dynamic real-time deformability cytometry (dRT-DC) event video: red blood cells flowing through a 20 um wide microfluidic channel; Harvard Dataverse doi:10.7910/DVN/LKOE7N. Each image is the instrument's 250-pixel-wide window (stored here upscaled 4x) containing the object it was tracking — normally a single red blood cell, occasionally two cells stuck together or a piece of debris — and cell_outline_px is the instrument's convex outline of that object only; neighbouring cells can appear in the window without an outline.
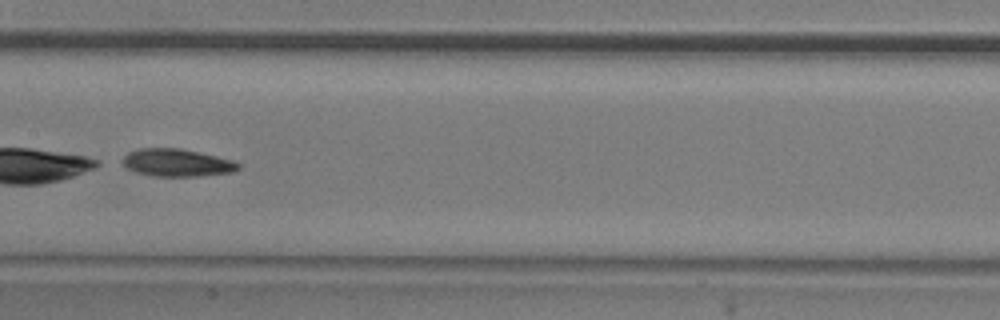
{"species": "common noctule bat (a hibernating species)", "species_latin": "Nyctalus noctula", "temperature_condition": "room temperature", "stored_images_in_passage": 9, "camera_frame_rate_fps": 3000, "um_per_image_px": 0.085, "animal": {"sex": "male", "body_mass_g": 20.5, "forearm_length_mm": 52.5}, "frame": {"image": 1, "passage_image": 6, "time_ms": 6.0, "image_size_px": [1000, 320], "cell_outline_px": [[240, 168], [232, 172], [200, 176], [152, 176], [136, 172], [128, 168], [116, 160], [128, 152], [140, 148], [180, 148], [200, 152], [232, 160], [240, 164]], "centroid_in_image_um": [14.97, 13.82], "position_along_channel_um": 192.4, "area_um2": 18.84}}
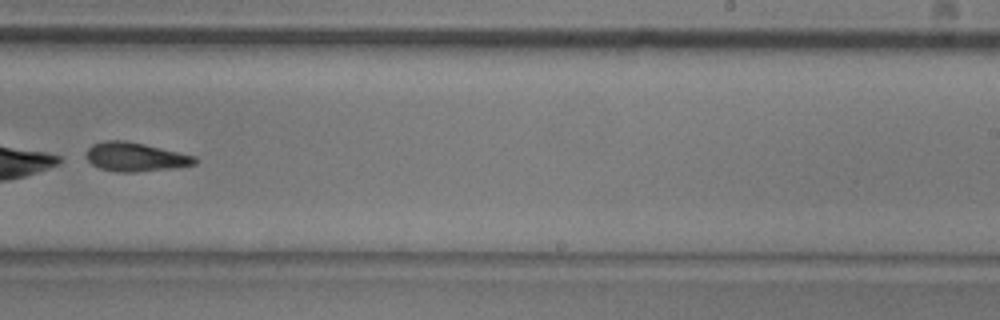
{"frame": {"image": 2, "passage_image": 8, "time_ms": 8.333, "image_size_px": [1000, 320], "cell_outline_px": [[200, 160], [196, 164], [176, 168], [136, 172], [116, 172], [100, 168], [92, 164], [84, 156], [88, 148], [92, 144], [104, 140], [124, 140], [144, 144], [196, 156]], "centroid_in_image_um": [11.52, 13.34], "position_along_channel_um": 277.5, "area_um2": 18.55}}
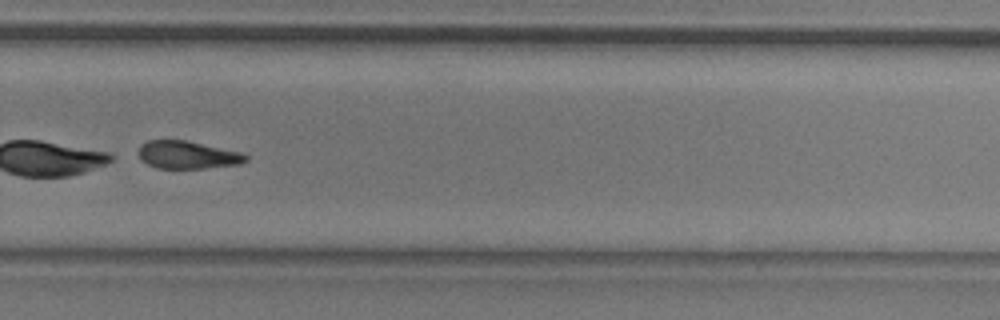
{"frame": {"image": 3, "passage_image": 9, "time_ms": 9.333, "image_size_px": [1000, 320], "cell_outline_px": [[248, 160], [240, 164], [204, 168], [156, 168], [140, 160], [136, 152], [140, 144], [148, 140], [184, 140], [244, 152], [248, 156]], "centroid_in_image_um": [15.92, 13.16], "position_along_channel_um": 313.9, "area_um2": 17.63}}